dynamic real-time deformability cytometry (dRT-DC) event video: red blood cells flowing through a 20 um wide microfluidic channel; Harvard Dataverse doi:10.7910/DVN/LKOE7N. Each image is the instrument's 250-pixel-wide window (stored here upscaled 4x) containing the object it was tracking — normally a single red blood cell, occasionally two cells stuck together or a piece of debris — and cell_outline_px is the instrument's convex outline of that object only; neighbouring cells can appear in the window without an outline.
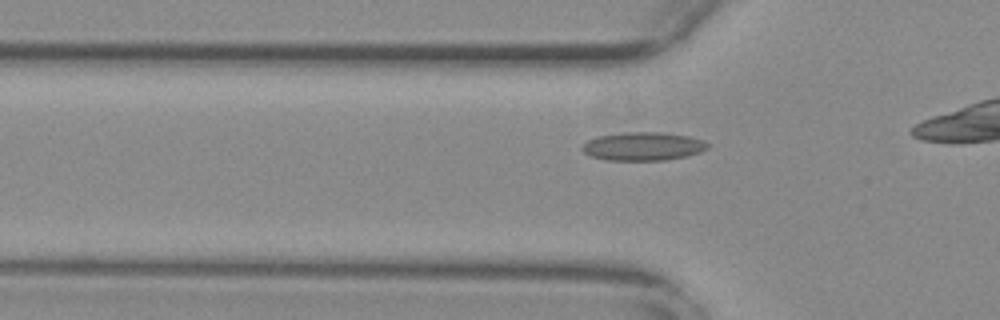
{"species": "common noctule bat (a hibernating species)", "species_latin": "Nyctalus noctula", "temperature_condition": "warm", "stored_images_in_passage": 25, "camera_frame_rate_fps": 3000, "um_per_image_px": 0.085, "animal": {"sex": "female", "body_mass_g": 29.2, "forearm_length_mm": 56.3}, "frame": {"image": 1, "passage_image": 12, "time_ms": 3.667, "image_size_px": [1000, 320], "cell_outline_px": [[708, 148], [700, 152], [688, 156], [664, 160], [604, 160], [592, 156], [584, 152], [580, 148], [588, 140], [596, 136], [628, 132], [660, 132], [688, 136], [704, 140], [708, 144]], "centroid_in_image_um": [54.66, 12.44], "position_along_channel_um": 71.1, "area_um2": 20.75}}
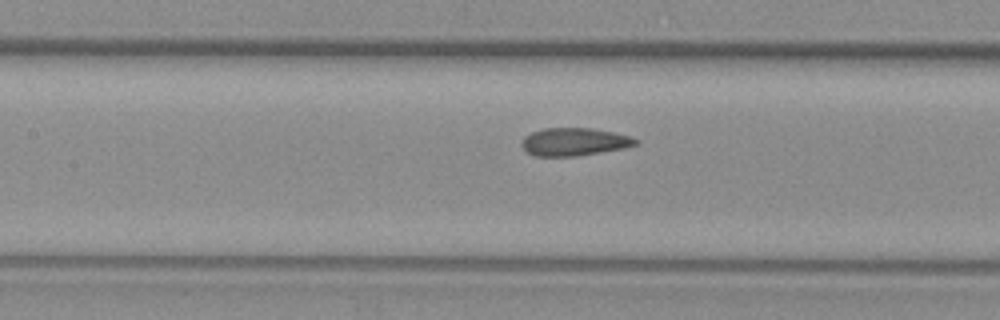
{"frame": {"image": 2, "passage_image": 19, "time_ms": 6.0, "image_size_px": [1000, 320], "cell_outline_px": [[640, 144], [624, 148], [576, 156], [532, 156], [520, 144], [524, 136], [532, 132], [544, 128], [592, 128], [612, 132], [628, 136], [640, 140]], "centroid_in_image_um": [48.81, 12.05], "position_along_channel_um": 158.6, "area_um2": 18.5}}
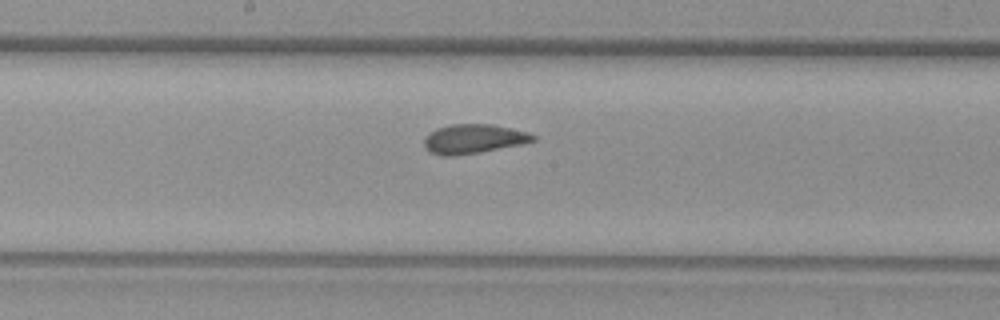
{"frame": {"image": 3, "passage_image": 23, "time_ms": 7.333, "image_size_px": [1000, 320], "cell_outline_px": [[536, 140], [520, 144], [480, 152], [456, 156], [440, 156], [428, 152], [424, 148], [424, 136], [436, 128], [452, 124], [492, 124], [528, 132], [536, 136]], "centroid_in_image_um": [40.19, 11.81], "position_along_channel_um": 208.0, "area_um2": 18.73}}